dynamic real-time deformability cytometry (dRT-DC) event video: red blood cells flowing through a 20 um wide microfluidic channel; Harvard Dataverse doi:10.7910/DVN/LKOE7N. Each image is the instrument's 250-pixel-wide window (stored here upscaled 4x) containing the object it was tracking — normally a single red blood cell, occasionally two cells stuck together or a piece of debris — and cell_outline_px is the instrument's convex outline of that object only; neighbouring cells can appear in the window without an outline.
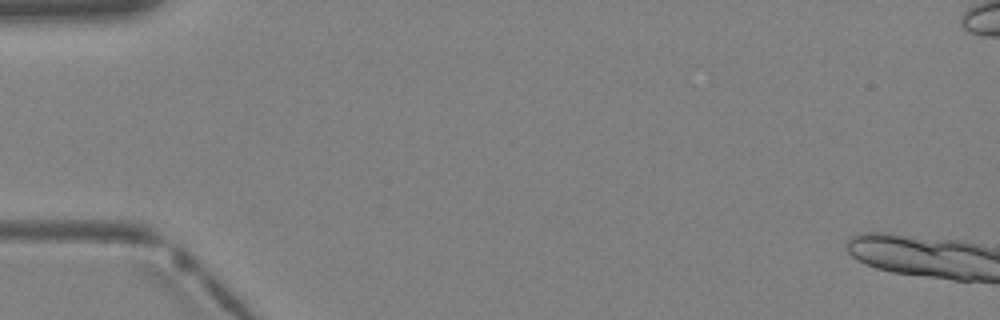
{"species": "Egyptian fruit bat (a non-hibernating species)", "species_latin": "Rousettus aegyptiacus", "temperature_condition": "warm", "stored_images_in_passage": 3, "camera_frame_rate_fps": 3000, "um_per_image_px": 0.085, "animal": {"sex": "female"}, "frame": {"image": 1, "passage_image": 1, "time_ms": 0.0, "image_size_px": [1000, 320], "cell_outline_px": [[236, 52], [220, 72], [192, 92], [176, 96], [172, 96], [172, 88], [176, 80], [180, 76], [212, 48], [224, 40], [232, 40]], "centroid_in_image_um": [17.39, 5.82], "position_along_channel_um": 67.6, "area_um2": 10.92}}